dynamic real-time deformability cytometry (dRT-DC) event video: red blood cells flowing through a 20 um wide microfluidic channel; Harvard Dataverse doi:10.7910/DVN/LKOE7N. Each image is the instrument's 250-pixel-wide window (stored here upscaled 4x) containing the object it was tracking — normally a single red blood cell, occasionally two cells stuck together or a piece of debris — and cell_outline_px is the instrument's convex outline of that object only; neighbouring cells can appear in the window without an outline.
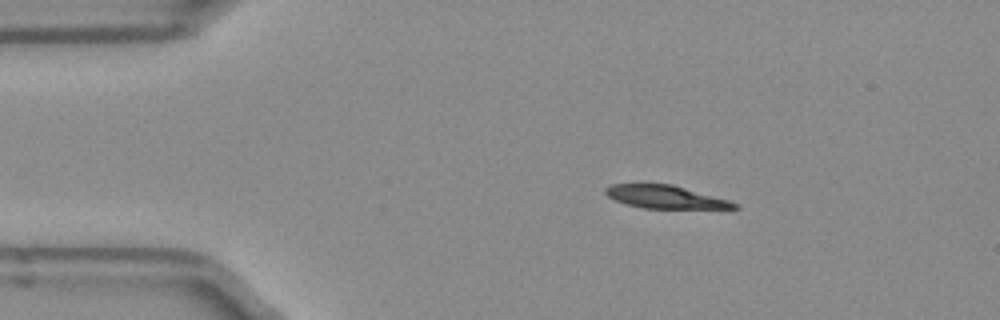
{"species": "Egyptian fruit bat (a non-hibernating species)", "species_latin": "Rousettus aegyptiacus", "temperature_condition": "room temperature", "stored_images_in_passage": 43, "camera_frame_rate_fps": 3000, "um_per_image_px": 0.085, "frame": {"image": 1, "passage_image": 1, "time_ms": 0.0, "image_size_px": [1000, 320], "cell_outline_px": [[740, 208], [644, 208], [628, 204], [616, 200], [608, 196], [604, 192], [604, 188], [612, 184], [640, 180], [672, 184], [728, 200], [740, 204]], "centroid_in_image_um": [56.45, 16.67], "position_along_channel_um": 28.5, "area_um2": 17.8}}
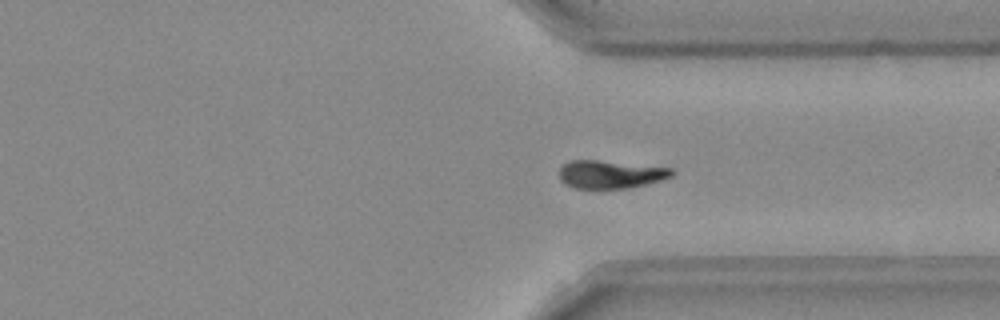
{"frame": {"image": 2, "passage_image": 30, "time_ms": 9.667, "image_size_px": [1000, 320], "cell_outline_px": [[676, 172], [672, 176], [660, 180], [628, 188], [572, 188], [564, 184], [560, 180], [560, 168], [568, 160], [596, 160], [672, 168]], "centroid_in_image_um": [51.86, 14.82], "position_along_channel_um": 359.5, "area_um2": 18.26}}
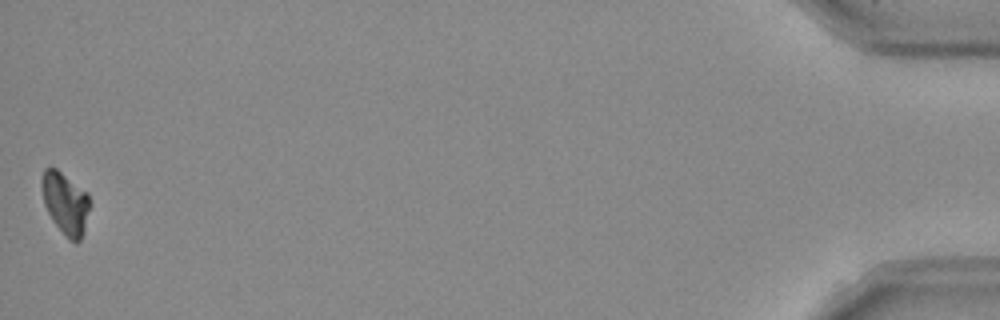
{"frame": {"image": 3, "passage_image": 43, "time_ms": 14.0, "image_size_px": [1000, 320], "cell_outline_px": [[88, 208], [84, 232], [80, 240], [76, 244], [68, 240], [52, 220], [44, 204], [40, 184], [40, 180], [44, 168], [56, 168], [88, 192]], "centroid_in_image_um": [5.52, 17.27], "position_along_channel_um": 429.7, "area_um2": 17.4}, "authors_computed_cell_mechanics": {"area_um2": 18.9006, "velocity_mm_per_s": 3.9431, "shape_relaxation_time_tau1_ms": 8.7724, "shape_relaxation_time_tau2_ms": null, "deformation_change_tau1": 0.1707, "deformation_change_tau2": null}}